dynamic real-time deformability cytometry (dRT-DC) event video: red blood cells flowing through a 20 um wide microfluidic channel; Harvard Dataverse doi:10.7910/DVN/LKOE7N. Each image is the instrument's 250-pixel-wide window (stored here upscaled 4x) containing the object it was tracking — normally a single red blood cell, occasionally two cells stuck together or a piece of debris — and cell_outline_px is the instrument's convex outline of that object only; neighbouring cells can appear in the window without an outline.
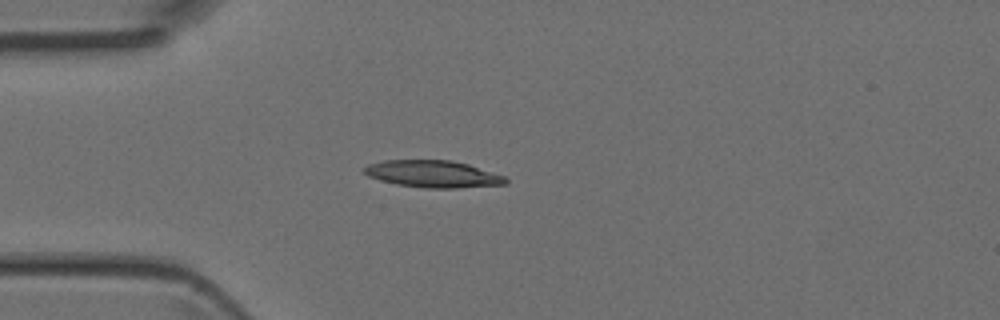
{"species": "Egyptian fruit bat (a non-hibernating species)", "species_latin": "Rousettus aegyptiacus", "temperature_condition": "room temperature", "stored_images_in_passage": 4, "camera_frame_rate_fps": 3000, "um_per_image_px": 0.085, "animal": {"sex": "female"}, "frame": {"image": 1, "passage_image": 4, "time_ms": 1.0, "image_size_px": [1000, 320], "cell_outline_px": [[508, 184], [456, 188], [424, 188], [396, 184], [380, 180], [368, 176], [360, 168], [368, 164], [384, 160], [452, 160], [468, 164], [504, 176], [508, 180]], "centroid_in_image_um": [36.77, 14.79], "position_along_channel_um": 48.2, "area_um2": 22.37}}